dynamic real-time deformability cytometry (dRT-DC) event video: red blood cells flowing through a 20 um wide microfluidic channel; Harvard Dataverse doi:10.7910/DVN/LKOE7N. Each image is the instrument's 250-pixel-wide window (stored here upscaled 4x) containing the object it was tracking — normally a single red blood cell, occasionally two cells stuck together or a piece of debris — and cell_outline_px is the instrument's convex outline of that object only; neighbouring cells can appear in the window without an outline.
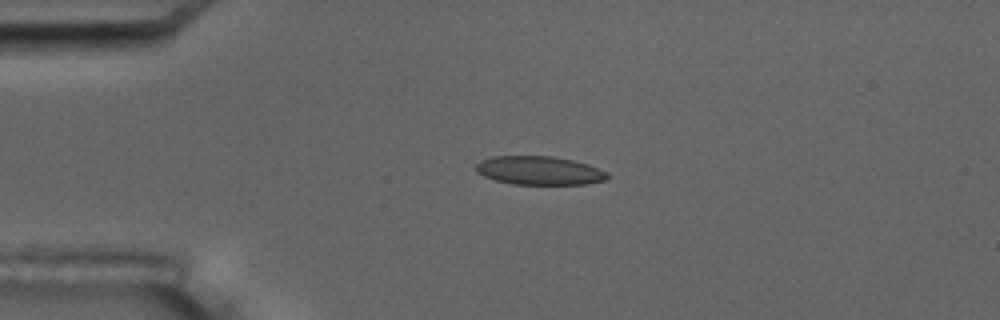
{"species": "common noctule bat (a hibernating species)", "species_latin": "Nyctalus noctula", "temperature_condition": "room temperature", "stored_images_in_passage": 5, "camera_frame_rate_fps": 3000, "um_per_image_px": 0.085, "animal": {"sex": "male", "body_mass_g": 17.5, "forearm_length_mm": 52.3}, "frame": {"image": 1, "passage_image": 4, "time_ms": 3.667, "image_size_px": [1000, 320], "cell_outline_px": [[608, 176], [604, 180], [584, 184], [512, 184], [496, 180], [484, 176], [476, 172], [476, 164], [480, 160], [492, 156], [552, 156], [572, 160], [588, 164], [608, 172]], "centroid_in_image_um": [45.81, 14.49], "position_along_channel_um": 39.2, "area_um2": 21.85}}